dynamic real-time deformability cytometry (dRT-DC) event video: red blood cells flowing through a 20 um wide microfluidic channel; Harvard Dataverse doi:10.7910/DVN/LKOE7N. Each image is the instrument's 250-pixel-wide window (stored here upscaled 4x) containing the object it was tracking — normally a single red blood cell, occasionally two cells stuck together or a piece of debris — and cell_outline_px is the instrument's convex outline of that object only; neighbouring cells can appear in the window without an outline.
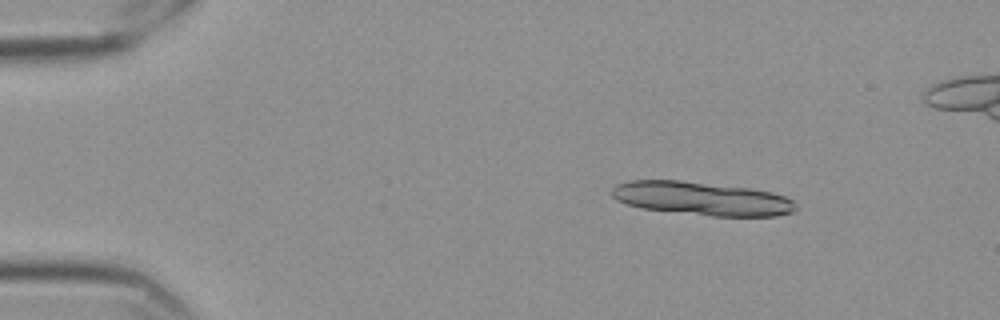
{"species": "Egyptian fruit bat (a non-hibernating species)", "species_latin": "Rousettus aegyptiacus", "temperature_condition": "cold", "stored_images_in_passage": 15, "camera_frame_rate_fps": 3000, "um_per_image_px": 0.085, "frame": {"image": 1, "passage_image": 7, "time_ms": 2.0, "image_size_px": [1000, 320], "cell_outline_px": [[796, 208], [792, 212], [776, 216], [712, 216], [640, 208], [616, 200], [612, 196], [612, 188], [616, 184], [628, 180], [680, 180], [748, 188], [772, 192], [784, 196], [792, 200], [796, 204]], "centroid_in_image_um": [59.63, 16.87], "position_along_channel_um": 25.4, "area_um2": 35.84}}